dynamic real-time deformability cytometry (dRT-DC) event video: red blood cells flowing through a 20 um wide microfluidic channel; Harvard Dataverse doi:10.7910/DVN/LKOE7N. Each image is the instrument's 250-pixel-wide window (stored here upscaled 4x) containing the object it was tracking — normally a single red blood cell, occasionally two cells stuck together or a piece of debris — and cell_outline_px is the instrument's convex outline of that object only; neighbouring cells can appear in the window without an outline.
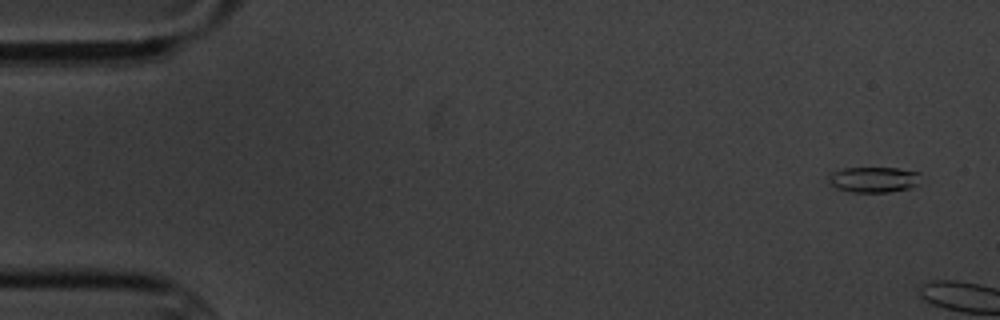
{"species": "common noctule bat (a hibernating species)", "species_latin": "Nyctalus noctula", "temperature_condition": "cold", "stored_images_in_passage": 2, "camera_frame_rate_fps": 3000, "um_per_image_px": 0.085, "animal": {"sex": "male", "body_mass_g": 20.1, "forearm_length_mm": 53.5}, "frame": {"image": 1, "passage_image": 1, "time_ms": 0.0, "image_size_px": [1000, 320], "cell_outline_px": [[920, 184], [912, 188], [888, 192], [852, 192], [836, 188], [828, 184], [828, 172], [844, 168], [896, 168], [920, 172]], "centroid_in_image_um": [74.25, 15.26], "position_along_channel_um": 10.7, "area_um2": 14.1}}